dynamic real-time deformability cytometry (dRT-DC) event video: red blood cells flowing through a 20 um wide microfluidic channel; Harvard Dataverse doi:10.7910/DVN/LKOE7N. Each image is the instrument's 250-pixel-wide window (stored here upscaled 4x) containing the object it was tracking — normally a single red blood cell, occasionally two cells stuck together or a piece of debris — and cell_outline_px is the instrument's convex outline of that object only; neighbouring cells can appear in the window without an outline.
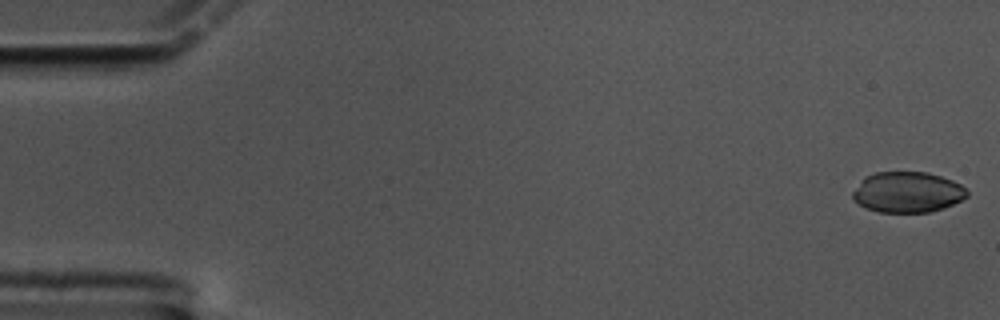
{"species": "common noctule bat (a hibernating species)", "species_latin": "Nyctalus noctula", "temperature_condition": "cold", "stored_images_in_passage": 58, "camera_frame_rate_fps": 3000, "um_per_image_px": 0.085, "animal": {"sex": "male", "body_mass_g": 17.5, "forearm_length_mm": 52.3}, "frame": {"image": 1, "passage_image": 1, "time_ms": 0.0, "image_size_px": [1000, 320], "cell_outline_px": [[968, 196], [944, 208], [928, 212], [880, 212], [864, 208], [852, 200], [852, 192], [864, 176], [876, 172], [928, 172], [952, 180], [960, 184], [968, 192]], "centroid_in_image_um": [77.09, 16.33], "position_along_channel_um": 7.9, "area_um2": 27.22}}
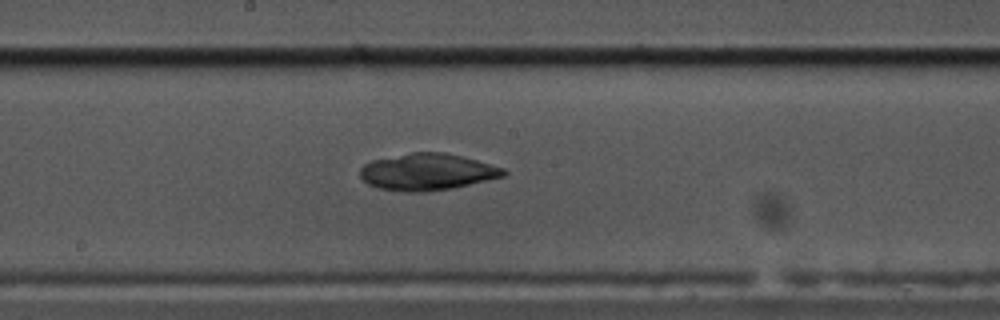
{"frame": {"image": 2, "passage_image": 31, "time_ms": 10.0, "image_size_px": [1000, 320], "cell_outline_px": [[508, 172], [504, 176], [452, 188], [424, 192], [408, 192], [376, 188], [368, 184], [360, 176], [360, 168], [364, 164], [372, 160], [412, 152], [444, 152], [476, 160], [504, 168]], "centroid_in_image_um": [36.29, 14.61], "position_along_channel_um": 211.9, "area_um2": 30.58}}
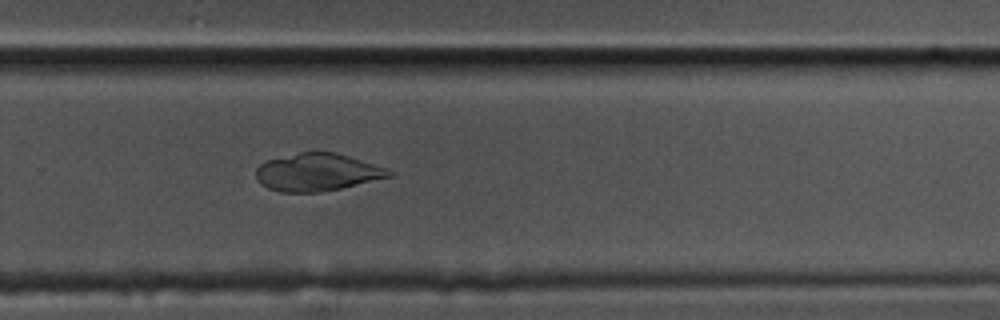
{"frame": {"image": 3, "passage_image": 39, "time_ms": 12.667, "image_size_px": [1000, 320], "cell_outline_px": [[396, 172], [392, 176], [340, 188], [320, 192], [280, 192], [268, 188], [260, 184], [256, 180], [256, 168], [264, 160], [300, 152], [336, 152], [388, 168]], "centroid_in_image_um": [26.95, 14.63], "position_along_channel_um": 302.8, "area_um2": 29.3}}